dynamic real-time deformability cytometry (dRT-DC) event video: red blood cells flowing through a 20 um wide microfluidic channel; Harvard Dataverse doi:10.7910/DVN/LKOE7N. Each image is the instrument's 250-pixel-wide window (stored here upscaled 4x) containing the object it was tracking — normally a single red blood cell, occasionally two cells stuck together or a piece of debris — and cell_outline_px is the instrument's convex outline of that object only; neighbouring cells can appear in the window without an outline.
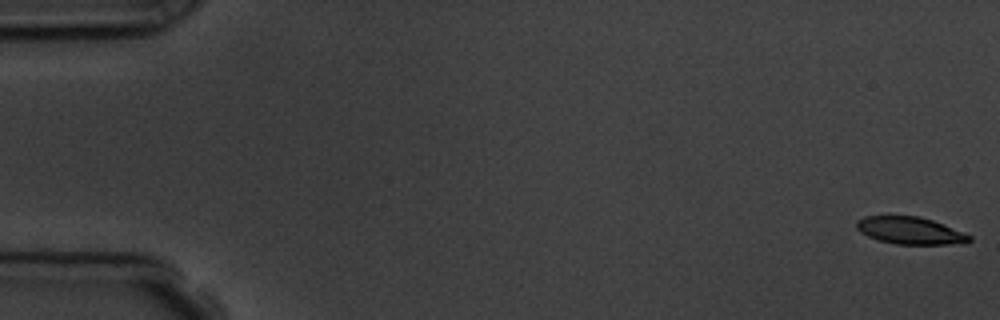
{"species": "common noctule bat (a hibernating species)", "species_latin": "Nyctalus noctula", "temperature_condition": "room temperature", "stored_images_in_passage": 6, "camera_frame_rate_fps": 3000, "um_per_image_px": 0.085, "animal": {"sex": "male", "body_mass_g": 19.5, "forearm_length_mm": 54.6}, "frame": {"image": 1, "passage_image": 1, "time_ms": 0.0, "image_size_px": [1000, 320], "cell_outline_px": [[972, 240], [964, 244], [896, 244], [880, 240], [868, 236], [860, 232], [856, 228], [856, 220], [864, 216], [888, 212], [920, 216], [944, 224], [964, 232], [972, 236]], "centroid_in_image_um": [77.32, 19.54], "position_along_channel_um": 7.7, "area_um2": 18.84}}